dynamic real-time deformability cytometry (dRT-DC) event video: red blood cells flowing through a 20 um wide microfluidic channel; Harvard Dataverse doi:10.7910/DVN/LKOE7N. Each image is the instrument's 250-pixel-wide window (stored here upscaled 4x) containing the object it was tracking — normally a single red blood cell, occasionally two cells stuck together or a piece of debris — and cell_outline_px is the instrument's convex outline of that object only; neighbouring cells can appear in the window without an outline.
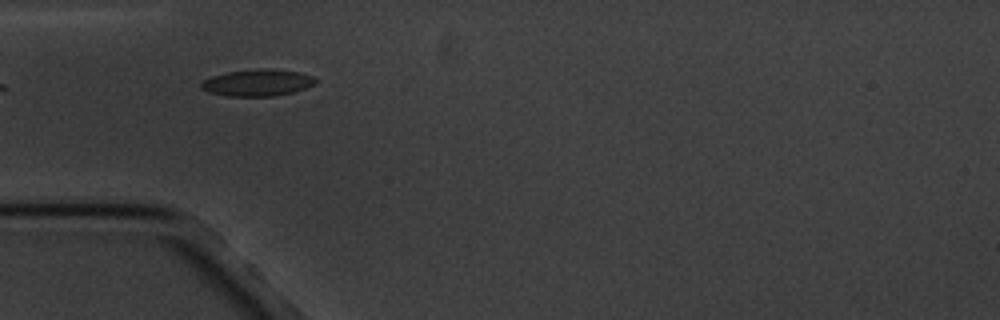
{"species": "common noctule bat (a hibernating species)", "species_latin": "Nyctalus noctula", "temperature_condition": "cold", "stored_images_in_passage": 4, "camera_frame_rate_fps": 3000, "um_per_image_px": 0.085, "animal": {"sex": "male", "body_mass_g": 20.1, "forearm_length_mm": 53.5}, "frame": {"image": 1, "passage_image": 3, "time_ms": 2.333, "image_size_px": [1000, 320], "cell_outline_px": [[316, 84], [292, 92], [276, 96], [228, 96], [208, 92], [200, 88], [200, 84], [204, 80], [212, 76], [228, 72], [260, 68], [272, 68], [300, 72], [312, 76], [316, 80]], "centroid_in_image_um": [21.89, 7.02], "position_along_channel_um": 63.1, "area_um2": 17.86}}
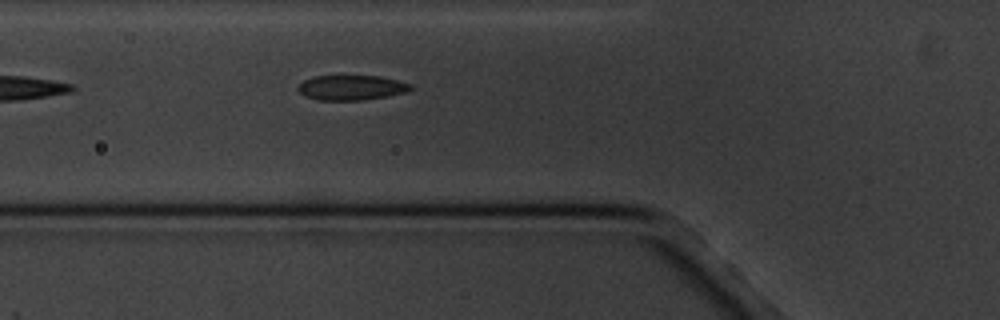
{"frame": {"image": 2, "passage_image": 4, "time_ms": 3.333, "image_size_px": [1000, 320], "cell_outline_px": [[412, 88], [408, 92], [388, 96], [364, 100], [320, 100], [304, 96], [296, 88], [304, 80], [312, 76], [380, 76], [412, 84]], "centroid_in_image_um": [29.87, 7.45], "position_along_channel_um": 95.9, "area_um2": 16.42}}